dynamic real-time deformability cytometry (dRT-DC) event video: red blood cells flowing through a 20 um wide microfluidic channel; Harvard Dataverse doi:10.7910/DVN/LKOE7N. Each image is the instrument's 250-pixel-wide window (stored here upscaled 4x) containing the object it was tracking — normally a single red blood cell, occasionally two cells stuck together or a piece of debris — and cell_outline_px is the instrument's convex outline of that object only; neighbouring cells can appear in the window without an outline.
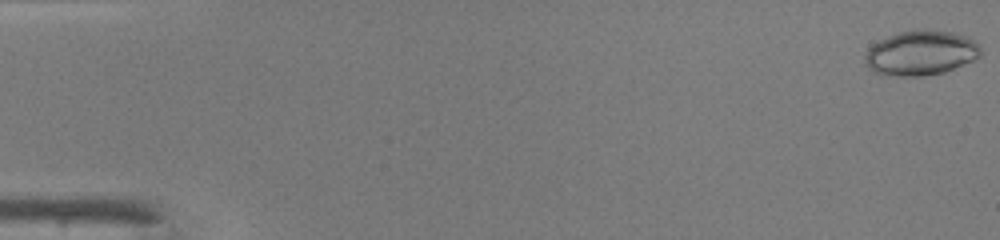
{"species": "common noctule bat (a hibernating species)", "species_latin": "Nyctalus noctula", "temperature_condition": "warm", "stored_images_in_passage": 48, "camera_frame_rate_fps": 3000, "um_per_image_px": 0.085, "animal": {"sex": "male", "body_mass_g": 19.0, "forearm_length_mm": 50.8}, "frame": {"image": 1, "passage_image": 1, "time_ms": 0.0, "image_size_px": [1000, 240], "cell_outline_px": [[980, 56], [972, 60], [944, 72], [924, 76], [896, 76], [876, 72], [868, 68], [864, 60], [864, 56], [868, 48], [872, 44], [888, 36], [900, 32], [916, 28], [924, 28], [952, 32], [964, 36], [972, 40], [980, 48]], "centroid_in_image_um": [78.23, 4.49], "position_along_channel_um": 6.8, "area_um2": 30.11}}
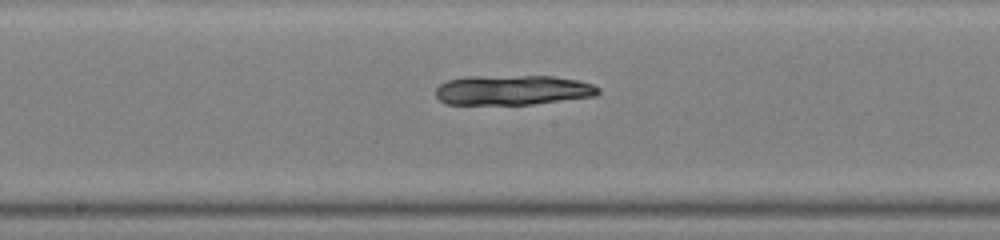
{"frame": {"image": 2, "passage_image": 26, "time_ms": 8.333, "image_size_px": [1000, 240], "cell_outline_px": [[600, 92], [592, 96], [532, 104], [444, 104], [436, 96], [436, 88], [440, 84], [448, 80], [464, 76], [552, 76], [580, 80], [592, 84], [600, 88]], "centroid_in_image_um": [43.55, 7.64], "position_along_channel_um": 204.6, "area_um2": 28.26}}
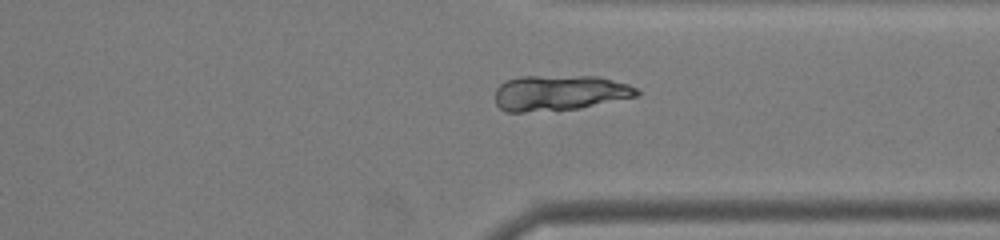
{"frame": {"image": 3, "passage_image": 37, "time_ms": 12.0, "image_size_px": [1000, 240], "cell_outline_px": [[640, 96], [580, 108], [524, 112], [508, 112], [500, 108], [496, 104], [496, 88], [500, 84], [508, 80], [520, 76], [600, 76], [628, 84], [636, 88], [640, 92]], "centroid_in_image_um": [47.59, 7.89], "position_along_channel_um": 363.8, "area_um2": 29.42}}